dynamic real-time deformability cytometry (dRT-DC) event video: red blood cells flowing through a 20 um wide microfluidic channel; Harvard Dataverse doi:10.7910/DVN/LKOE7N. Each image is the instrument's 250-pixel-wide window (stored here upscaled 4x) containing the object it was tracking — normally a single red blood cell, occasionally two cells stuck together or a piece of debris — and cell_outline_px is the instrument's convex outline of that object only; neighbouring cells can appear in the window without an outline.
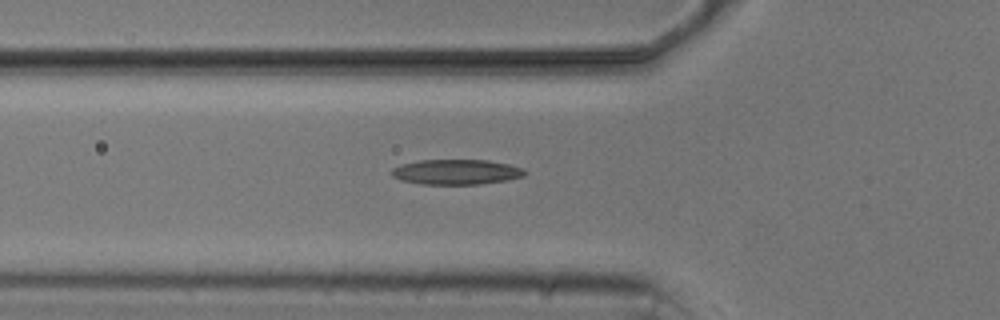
{"species": "common noctule bat (a hibernating species)", "species_latin": "Nyctalus noctula", "temperature_condition": "cold", "stored_images_in_passage": 6, "camera_frame_rate_fps": 3000, "um_per_image_px": 0.085, "animal": {"sex": "male", "body_mass_g": 20.5, "forearm_length_mm": 52.5}, "frame": {"image": 1, "passage_image": 6, "time_ms": 7.667, "image_size_px": [1000, 320], "cell_outline_px": [[528, 172], [524, 176], [508, 180], [480, 184], [420, 184], [400, 180], [392, 176], [392, 168], [400, 164], [420, 160], [488, 160], [508, 164], [524, 168]], "centroid_in_image_um": [38.8, 14.61], "position_along_channel_um": 87.0, "area_um2": 19.65}}